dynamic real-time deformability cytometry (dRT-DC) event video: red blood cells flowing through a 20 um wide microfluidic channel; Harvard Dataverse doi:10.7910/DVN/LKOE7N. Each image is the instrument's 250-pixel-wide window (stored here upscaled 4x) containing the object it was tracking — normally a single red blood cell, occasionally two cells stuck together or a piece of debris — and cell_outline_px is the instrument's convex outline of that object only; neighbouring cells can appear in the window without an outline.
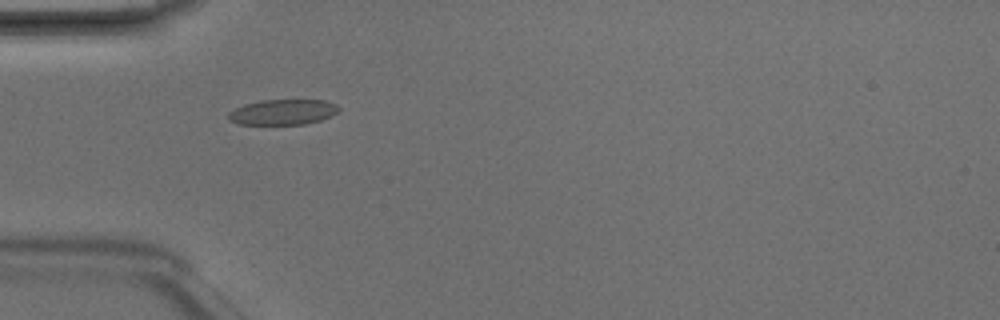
{"species": "Egyptian fruit bat (a non-hibernating species)", "species_latin": "Rousettus aegyptiacus", "temperature_condition": "room temperature", "stored_images_in_passage": 5, "camera_frame_rate_fps": 3000, "um_per_image_px": 0.085, "animal": {"sex": "male"}, "frame": {"image": 1, "passage_image": 2, "time_ms": 0.333, "image_size_px": [1000, 320], "cell_outline_px": [[340, 112], [320, 120], [304, 124], [236, 124], [228, 120], [228, 112], [244, 104], [260, 100], [324, 100], [336, 104], [340, 108]], "centroid_in_image_um": [24.04, 9.52], "position_along_channel_um": 61.0, "area_um2": 16.42}}